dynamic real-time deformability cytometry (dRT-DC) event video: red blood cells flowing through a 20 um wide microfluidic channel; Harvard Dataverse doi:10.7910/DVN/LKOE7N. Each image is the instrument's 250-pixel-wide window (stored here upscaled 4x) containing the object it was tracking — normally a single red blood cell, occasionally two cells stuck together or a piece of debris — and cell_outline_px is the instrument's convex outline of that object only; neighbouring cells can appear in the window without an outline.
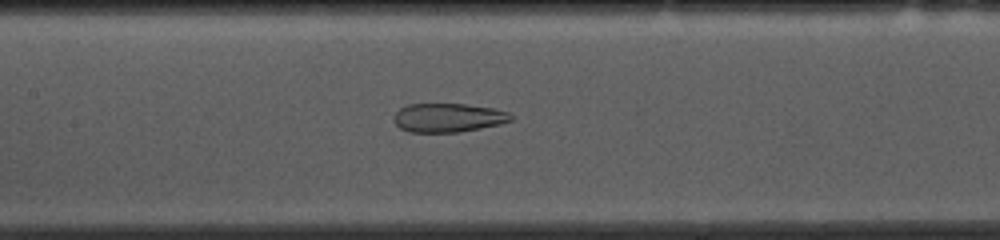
{"species": "common noctule bat (a hibernating species)", "species_latin": "Nyctalus noctula", "temperature_condition": "cold", "stored_images_in_passage": 52, "camera_frame_rate_fps": 3000, "um_per_image_px": 0.085, "animal": {"sex": "female", "body_mass_g": 10.0, "forearm_length_mm": 53.1}, "frame": {"image": 1, "passage_image": 23, "time_ms": 7.333, "image_size_px": [1000, 240], "cell_outline_px": [[512, 120], [500, 124], [460, 132], [408, 132], [400, 128], [396, 124], [396, 112], [400, 108], [408, 104], [464, 104], [492, 108], [508, 112], [512, 116]], "centroid_in_image_um": [38.1, 10.01], "position_along_channel_um": 169.3, "area_um2": 19.48}}
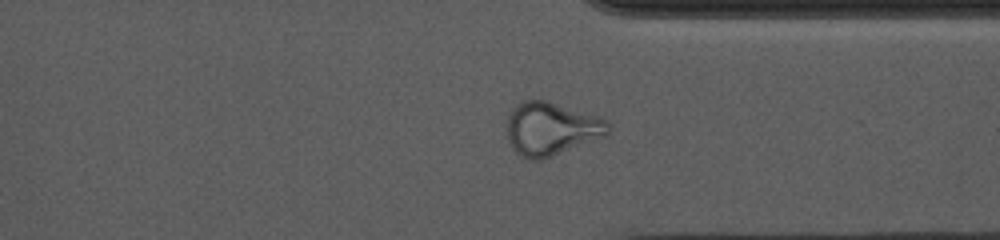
{"frame": {"image": 2, "passage_image": 39, "time_ms": 12.667, "image_size_px": [1000, 240], "cell_outline_px": [[608, 136], [544, 160], [528, 160], [520, 156], [512, 148], [508, 140], [508, 116], [512, 108], [516, 104], [524, 100], [544, 100], [596, 116], [608, 120]], "centroid_in_image_um": [46.85, 10.98], "position_along_channel_um": 364.5, "area_um2": 31.56}}
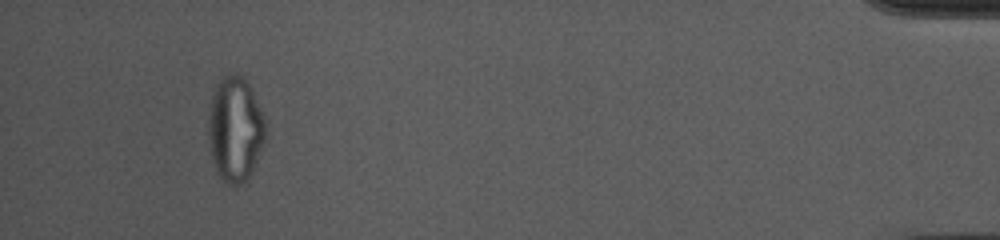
{"frame": {"image": 3, "passage_image": 49, "time_ms": 16.0, "image_size_px": [1000, 240], "cell_outline_px": [[268, 124], [264, 140], [252, 172], [248, 180], [240, 184], [228, 184], [216, 172], [212, 160], [208, 140], [208, 112], [212, 96], [220, 80], [224, 76], [232, 72], [240, 72], [248, 80], [252, 88]], "centroid_in_image_um": [20.0, 10.93], "position_along_channel_um": 415.2, "area_um2": 35.6}, "authors_computed_cell_mechanics": {"area_um2": 28.3509, "velocity_mm_per_s": 3.697, "shape_relaxation_time_tau1_ms": null, "shape_relaxation_time_tau2_ms": 1.7597, "deformation_change_tau1": null, "deformation_change_tau2": 0.0847}}